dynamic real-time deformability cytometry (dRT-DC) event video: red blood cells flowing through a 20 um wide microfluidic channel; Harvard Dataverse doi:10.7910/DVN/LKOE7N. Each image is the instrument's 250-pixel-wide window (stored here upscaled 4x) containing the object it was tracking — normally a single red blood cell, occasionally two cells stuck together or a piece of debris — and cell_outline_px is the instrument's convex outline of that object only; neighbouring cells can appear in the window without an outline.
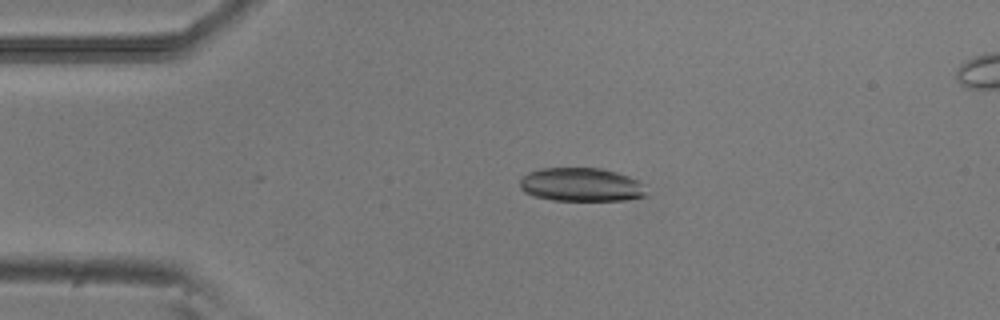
{"species": "common noctule bat (a hibernating species)", "species_latin": "Nyctalus noctula", "temperature_condition": "room temperature", "stored_images_in_passage": 37, "camera_frame_rate_fps": 3000, "um_per_image_px": 0.085, "animal": {"sex": "male", "body_mass_g": 20.5, "forearm_length_mm": 52.5}, "frame": {"image": 1, "passage_image": 5, "time_ms": 1.333, "image_size_px": [1000, 320], "cell_outline_px": [[648, 196], [624, 200], [552, 200], [532, 196], [524, 192], [520, 188], [520, 180], [528, 172], [540, 168], [600, 168], [616, 172], [628, 176], [644, 184]], "centroid_in_image_um": [49.4, 15.7], "position_along_channel_um": 35.6, "area_um2": 24.91}}
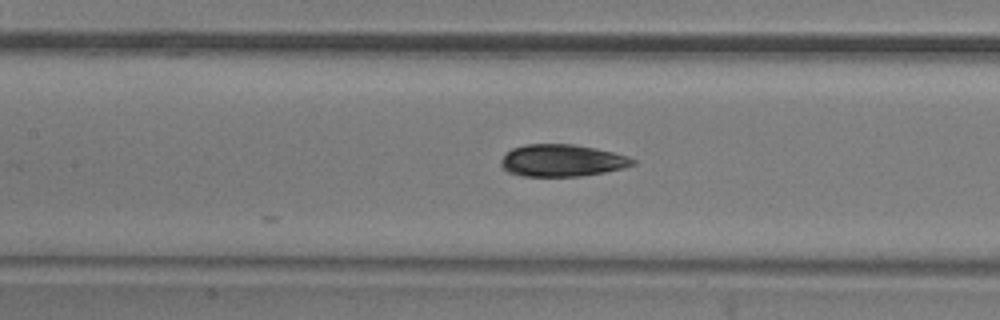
{"frame": {"image": 2, "passage_image": 17, "time_ms": 5.333, "image_size_px": [1000, 320], "cell_outline_px": [[636, 164], [624, 168], [604, 172], [580, 176], [524, 176], [508, 172], [500, 164], [500, 160], [512, 148], [524, 144], [572, 144], [596, 148], [612, 152], [636, 160]], "centroid_in_image_um": [47.76, 13.64], "position_along_channel_um": 159.6, "area_um2": 24.51}}
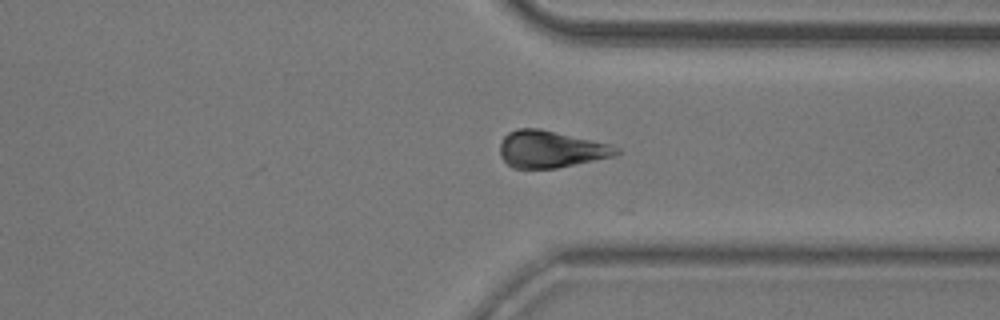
{"frame": {"image": 3, "passage_image": 33, "time_ms": 10.667, "image_size_px": [1000, 320], "cell_outline_px": [[620, 152], [616, 156], [556, 168], [512, 168], [500, 156], [500, 144], [504, 136], [508, 132], [516, 128], [540, 128], [612, 144], [620, 148]], "centroid_in_image_um": [46.84, 12.67], "position_along_channel_um": 364.6, "area_um2": 25.32}}